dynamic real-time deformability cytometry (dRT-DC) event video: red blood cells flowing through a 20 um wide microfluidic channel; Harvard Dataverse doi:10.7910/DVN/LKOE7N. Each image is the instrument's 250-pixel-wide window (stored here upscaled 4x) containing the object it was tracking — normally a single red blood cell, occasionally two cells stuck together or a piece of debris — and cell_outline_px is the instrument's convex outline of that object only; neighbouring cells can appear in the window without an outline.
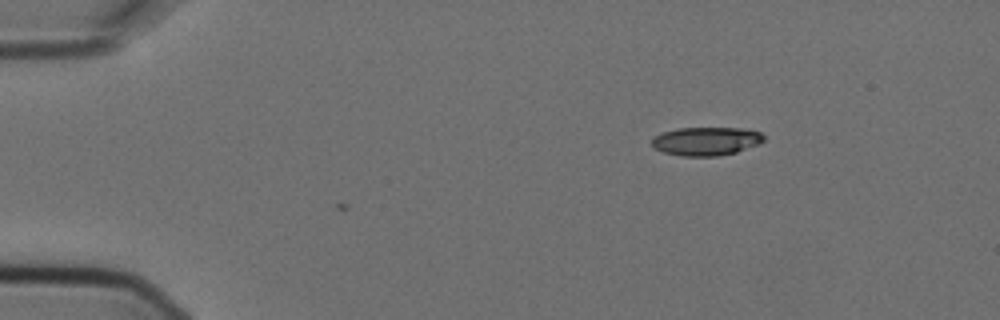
{"species": "Egyptian fruit bat (a non-hibernating species)", "species_latin": "Rousettus aegyptiacus", "temperature_condition": "cold", "stored_images_in_passage": 3, "camera_frame_rate_fps": 3000, "um_per_image_px": 0.085, "animal": {"sex": "female"}, "frame": {"image": 1, "passage_image": 3, "time_ms": 0.667, "image_size_px": [1000, 320], "cell_outline_px": [[764, 140], [760, 144], [736, 152], [716, 156], [680, 156], [664, 152], [656, 148], [652, 144], [652, 140], [656, 136], [664, 132], [680, 128], [744, 128], [760, 132], [764, 136]], "centroid_in_image_um": [60.07, 12.0], "position_along_channel_um": 24.9, "area_um2": 18.44}}